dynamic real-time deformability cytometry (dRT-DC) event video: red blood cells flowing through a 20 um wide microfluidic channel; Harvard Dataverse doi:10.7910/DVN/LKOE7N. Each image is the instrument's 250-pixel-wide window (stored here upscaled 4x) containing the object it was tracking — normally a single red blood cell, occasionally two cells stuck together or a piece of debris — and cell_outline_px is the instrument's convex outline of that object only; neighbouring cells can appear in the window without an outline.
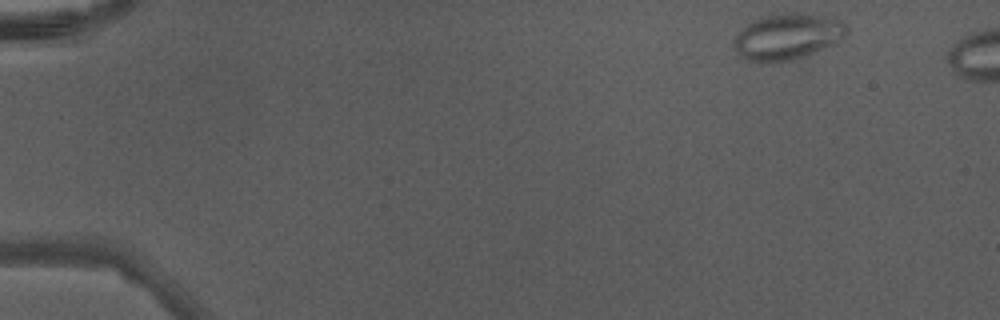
{"species": "Egyptian fruit bat (a non-hibernating species)", "species_latin": "Rousettus aegyptiacus", "temperature_condition": "warm", "stored_images_in_passage": 42, "camera_frame_rate_fps": 3000, "um_per_image_px": 0.085, "animal": {"sex": "male"}, "frame": {"image": 1, "passage_image": 1, "time_ms": 0.0, "image_size_px": [1000, 320], "cell_outline_px": [[848, 32], [844, 36], [832, 44], [816, 52], [792, 60], [772, 64], [760, 64], [748, 60], [732, 44], [732, 40], [748, 24], [756, 20], [768, 16], [816, 16], [840, 20], [848, 28]], "centroid_in_image_um": [66.91, 3.2], "position_along_channel_um": 18.1, "area_um2": 29.02}}
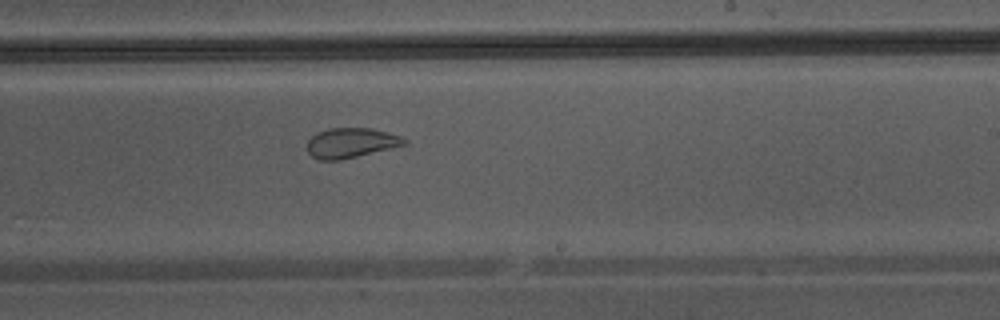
{"frame": {"image": 2, "passage_image": 26, "time_ms": 8.333, "image_size_px": [1000, 320], "cell_outline_px": [[408, 144], [340, 160], [320, 160], [312, 156], [308, 152], [308, 140], [316, 132], [328, 128], [372, 128], [388, 132], [400, 136], [408, 140]], "centroid_in_image_um": [29.84, 12.13], "position_along_channel_um": 259.2, "area_um2": 16.94}}
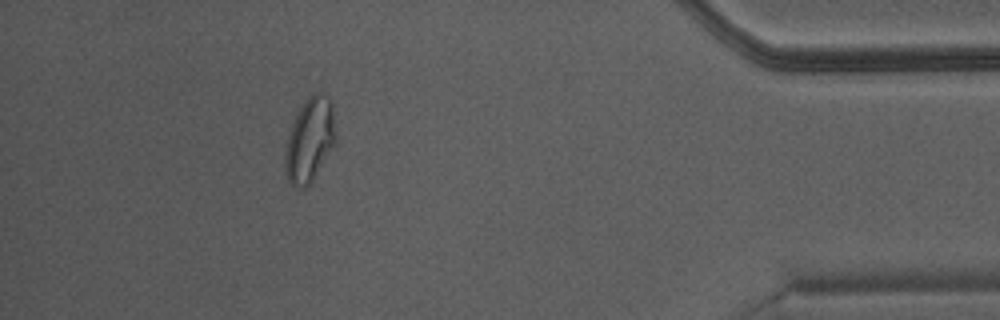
{"frame": {"image": 3, "passage_image": 39, "time_ms": 12.667, "image_size_px": [1000, 320], "cell_outline_px": [[336, 144], [312, 180], [304, 188], [300, 188], [292, 184], [288, 180], [284, 164], [284, 156], [288, 136], [292, 124], [300, 108], [308, 96], [316, 92], [324, 92], [328, 96], [332, 104], [336, 132]], "centroid_in_image_um": [26.35, 11.87], "position_along_channel_um": 408.8, "area_um2": 24.8}}